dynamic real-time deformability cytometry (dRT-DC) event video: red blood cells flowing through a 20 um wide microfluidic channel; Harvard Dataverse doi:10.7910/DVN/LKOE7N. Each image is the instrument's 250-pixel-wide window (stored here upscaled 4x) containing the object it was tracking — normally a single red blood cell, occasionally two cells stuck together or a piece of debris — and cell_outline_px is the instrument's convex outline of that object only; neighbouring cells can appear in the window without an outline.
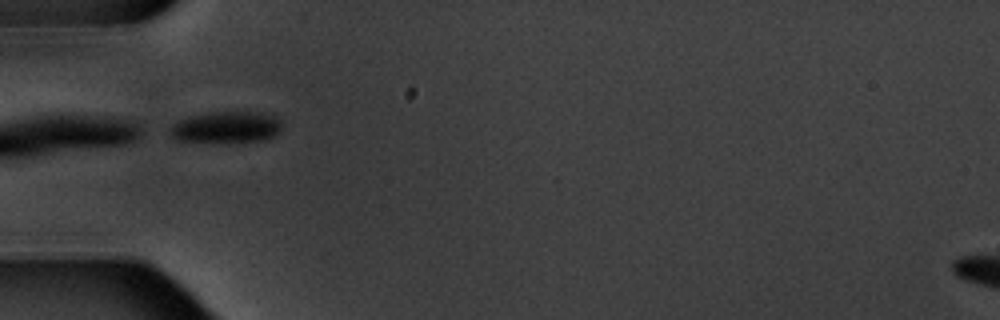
{"species": "common noctule bat (a hibernating species)", "species_latin": "Nyctalus noctula", "temperature_condition": "warm", "stored_images_in_passage": 15, "camera_frame_rate_fps": 3000, "um_per_image_px": 0.085, "animal": {"sex": "male", "body_mass_g": 20.1, "forearm_length_mm": 53.5}, "frame": {"image": 1, "passage_image": 5, "time_ms": 5.333, "image_size_px": [1000, 320], "cell_outline_px": [[280, 132], [276, 136], [264, 140], [236, 144], [180, 140], [172, 136], [168, 132], [168, 128], [172, 124], [188, 116], [208, 112], [272, 112], [280, 120]], "centroid_in_image_um": [19.28, 10.83], "position_along_channel_um": 65.7, "area_um2": 21.39}}
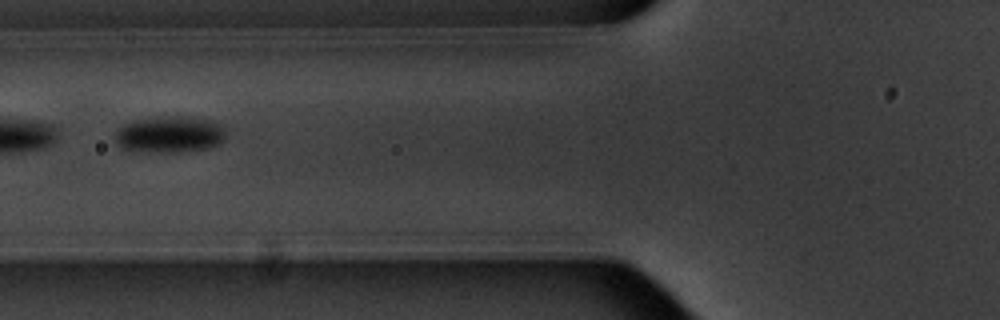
{"frame": {"image": 2, "passage_image": 6, "time_ms": 6.667, "image_size_px": [1000, 320], "cell_outline_px": [[224, 140], [220, 144], [208, 148], [176, 152], [168, 152], [120, 148], [116, 144], [116, 132], [124, 124], [132, 120], [160, 116], [188, 116], [212, 120], [220, 124], [224, 132]], "centroid_in_image_um": [14.44, 11.4], "position_along_channel_um": 111.4, "area_um2": 23.47}}
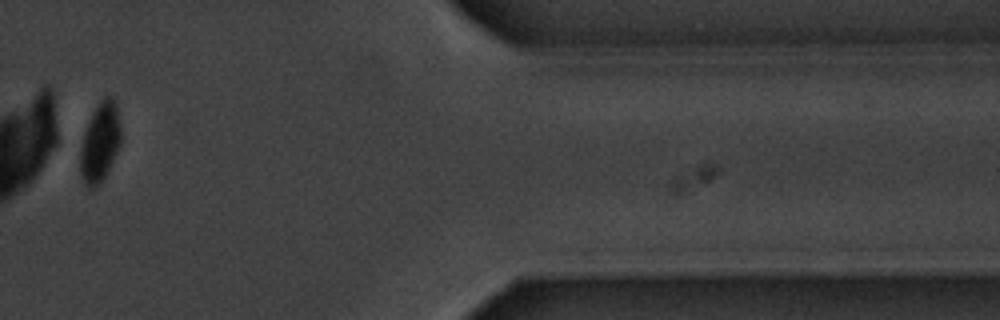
{"frame": {"image": 3, "passage_image": 14, "time_ms": 16.0, "image_size_px": [1000, 320], "cell_outline_px": [[120, 144], [100, 184], [92, 188], [88, 188], [84, 184], [80, 176], [80, 148], [84, 132], [92, 112], [100, 100], [104, 96], [108, 96], [116, 104], [120, 128]], "centroid_in_image_um": [8.46, 12.11], "position_along_channel_um": 402.9, "area_um2": 18.5}, "authors_computed_cell_mechanics": {"area_um2": 23.2356, "velocity_mm_per_s": 3.5163, "shape_relaxation_time_tau1_ms": 2.2424, "shape_relaxation_time_tau2_ms": null, "deformation_change_tau1": 0.0625, "deformation_change_tau2": null}}